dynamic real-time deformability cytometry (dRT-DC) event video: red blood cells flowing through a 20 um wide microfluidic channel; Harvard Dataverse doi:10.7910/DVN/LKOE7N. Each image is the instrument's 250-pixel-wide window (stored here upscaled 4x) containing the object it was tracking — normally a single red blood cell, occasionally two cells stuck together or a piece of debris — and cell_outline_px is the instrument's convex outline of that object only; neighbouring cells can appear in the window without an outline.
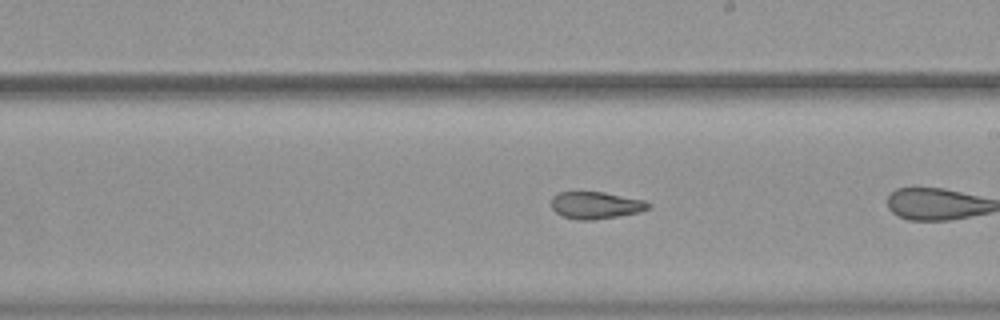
{"species": "common noctule bat (a hibernating species)", "species_latin": "Nyctalus noctula", "temperature_condition": "warm", "stored_images_in_passage": 26, "camera_frame_rate_fps": 3000, "um_per_image_px": 0.085, "animal": {"sex": "female", "body_mass_g": 19.9}, "frame": {"image": 1, "passage_image": 15, "time_ms": 4.667, "image_size_px": [1000, 320], "cell_outline_px": [[652, 208], [640, 212], [592, 220], [576, 220], [564, 216], [556, 212], [552, 208], [552, 196], [556, 192], [604, 192], [644, 200], [652, 204]], "centroid_in_image_um": [50.66, 17.44], "position_along_channel_um": 238.3, "area_um2": 15.37}}